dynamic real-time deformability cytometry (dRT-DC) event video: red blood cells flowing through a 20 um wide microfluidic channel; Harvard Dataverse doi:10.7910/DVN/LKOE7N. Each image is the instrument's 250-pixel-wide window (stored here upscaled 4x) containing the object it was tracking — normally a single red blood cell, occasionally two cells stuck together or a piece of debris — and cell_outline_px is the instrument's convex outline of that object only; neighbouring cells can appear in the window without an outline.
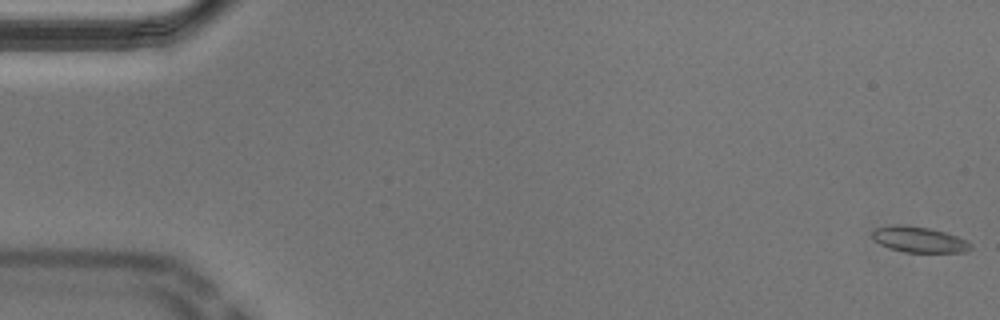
{"species": "Egyptian fruit bat (a non-hibernating species)", "species_latin": "Rousettus aegyptiacus", "temperature_condition": "cold", "stored_images_in_passage": 55, "camera_frame_rate_fps": 3000, "um_per_image_px": 0.085, "animal": {"sex": "male"}, "frame": {"image": 1, "passage_image": 1, "time_ms": 0.0, "image_size_px": [1000, 320], "cell_outline_px": [[972, 248], [964, 252], [904, 252], [888, 248], [880, 244], [872, 236], [872, 232], [876, 228], [896, 224], [900, 224], [928, 228], [944, 232], [968, 240], [972, 244]], "centroid_in_image_um": [78.13, 20.37], "position_along_channel_um": 6.9, "area_um2": 14.68}}
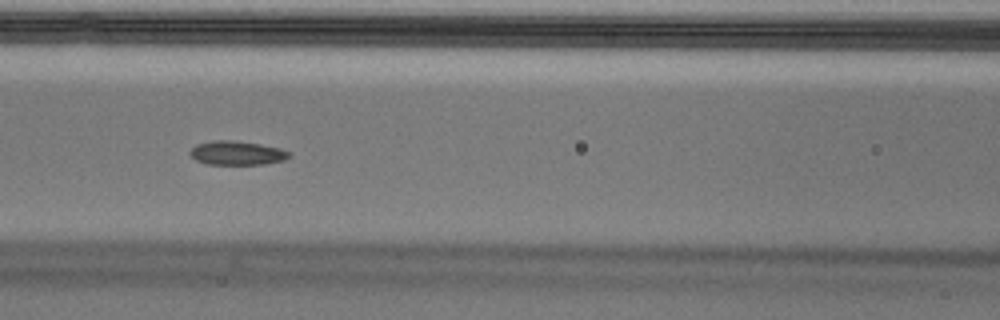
{"frame": {"image": 2, "passage_image": 24, "time_ms": 7.667, "image_size_px": [1000, 320], "cell_outline_px": [[292, 156], [284, 160], [264, 164], [208, 164], [196, 160], [188, 152], [196, 144], [212, 140], [232, 140], [260, 144], [280, 148], [292, 152]], "centroid_in_image_um": [20.17, 13.0], "position_along_channel_um": 146.4, "area_um2": 13.93}}
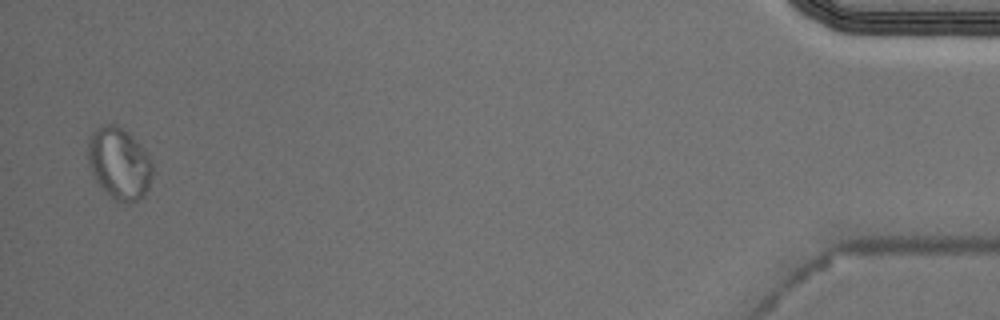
{"frame": {"image": 3, "passage_image": 54, "time_ms": 17.667, "image_size_px": [1000, 320], "cell_outline_px": [[152, 176], [148, 188], [144, 196], [128, 204], [116, 200], [96, 180], [88, 164], [88, 140], [92, 132], [96, 128], [104, 124], [116, 124], [128, 132], [136, 140], [148, 156], [152, 164]], "centroid_in_image_um": [10.13, 13.87], "position_along_channel_um": 425.1, "area_um2": 26.7}, "authors_computed_cell_mechanics": {"area_um2": 14.5078, "velocity_mm_per_s": 3.6378, "shape_relaxation_time_tau1_ms": null, "shape_relaxation_time_tau2_ms": 3.5652, "deformation_change_tau1": null, "deformation_change_tau2": 0.0641}}